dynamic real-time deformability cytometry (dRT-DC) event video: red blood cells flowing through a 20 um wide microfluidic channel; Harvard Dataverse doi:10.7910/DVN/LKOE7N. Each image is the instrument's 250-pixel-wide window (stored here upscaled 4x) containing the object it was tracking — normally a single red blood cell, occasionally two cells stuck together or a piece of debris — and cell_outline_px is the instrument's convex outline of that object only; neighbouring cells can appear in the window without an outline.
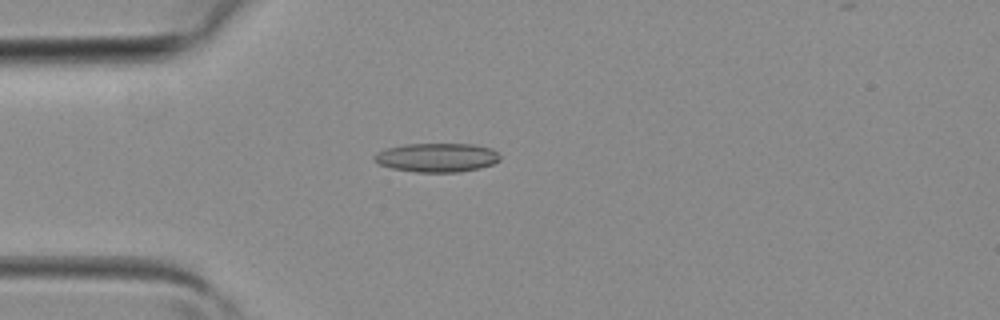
{"species": "common noctule bat (a hibernating species)", "species_latin": "Nyctalus noctula", "temperature_condition": "room temperature", "stored_images_in_passage": 1, "camera_frame_rate_fps": 3000, "um_per_image_px": 0.085, "animal": {"sex": "female", "body_mass_g": 19.3, "forearm_length_mm": 54.1}, "frame": {"image": 1, "passage_image": 1, "time_ms": 0.0, "image_size_px": [1000, 320], "cell_outline_px": [[500, 160], [492, 164], [480, 168], [460, 172], [416, 172], [392, 168], [380, 164], [372, 156], [376, 152], [388, 148], [404, 144], [476, 144], [492, 148], [500, 156]], "centroid_in_image_um": [37.16, 13.38], "position_along_channel_um": 47.8, "area_um2": 21.21}}